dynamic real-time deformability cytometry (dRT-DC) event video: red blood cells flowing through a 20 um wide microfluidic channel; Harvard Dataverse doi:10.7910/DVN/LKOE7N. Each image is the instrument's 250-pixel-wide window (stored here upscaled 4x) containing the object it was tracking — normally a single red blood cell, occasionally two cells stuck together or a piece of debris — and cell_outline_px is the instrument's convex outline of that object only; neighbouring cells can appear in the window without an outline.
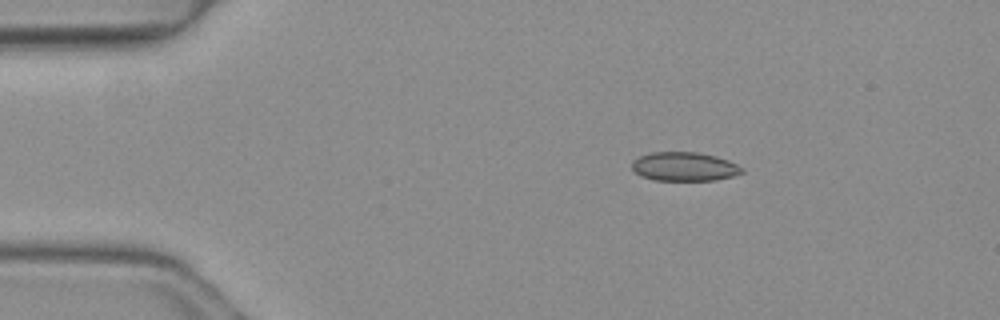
{"species": "common noctule bat (a hibernating species)", "species_latin": "Nyctalus noctula", "temperature_condition": "warm", "stored_images_in_passage": 5, "camera_frame_rate_fps": 3000, "um_per_image_px": 0.085, "animal": {"sex": "female", "body_mass_g": 19.3, "forearm_length_mm": 54.1}, "frame": {"image": 1, "passage_image": 1, "time_ms": 0.0, "image_size_px": [1000, 320], "cell_outline_px": [[744, 172], [732, 176], [716, 180], [656, 180], [640, 176], [632, 168], [632, 160], [640, 156], [652, 152], [696, 152], [716, 156], [728, 160], [744, 168]], "centroid_in_image_um": [58.17, 14.16], "position_along_channel_um": 26.8, "area_um2": 18.5}}
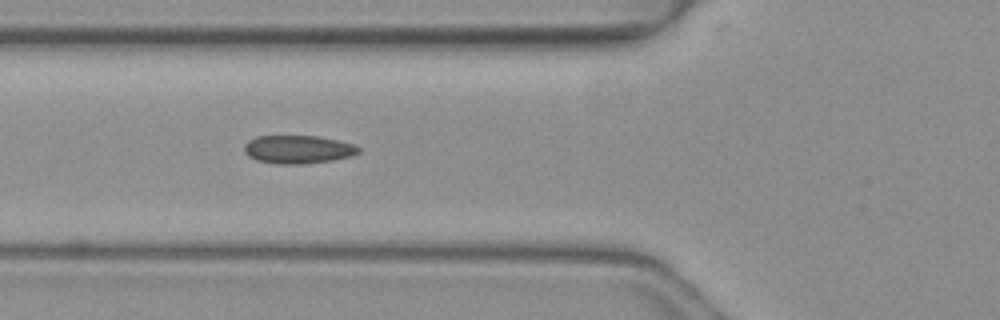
{"frame": {"image": 2, "passage_image": 4, "time_ms": 1.0, "image_size_px": [1000, 320], "cell_outline_px": [[360, 152], [352, 156], [332, 160], [304, 164], [276, 164], [256, 160], [248, 156], [244, 152], [244, 144], [248, 140], [256, 136], [320, 136], [352, 144], [360, 148]], "centroid_in_image_um": [25.3, 12.7], "position_along_channel_um": 100.5, "area_um2": 18.9}}
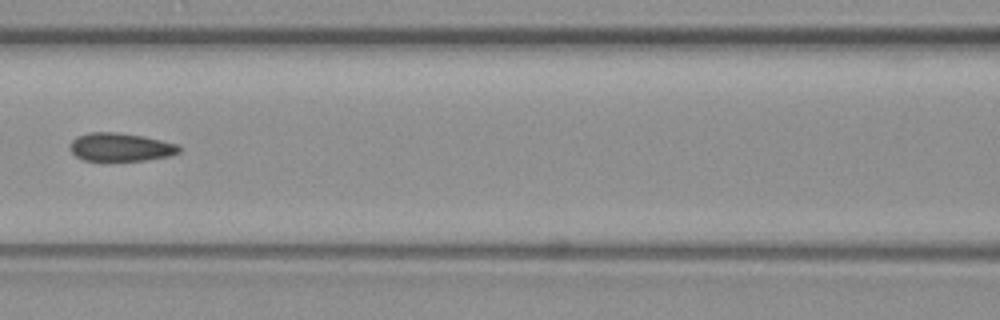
{"frame": {"image": 3, "passage_image": 5, "time_ms": 1.333, "image_size_px": [1000, 320], "cell_outline_px": [[180, 152], [168, 156], [148, 160], [84, 160], [76, 156], [72, 152], [68, 144], [76, 136], [88, 132], [116, 132], [144, 136], [176, 144], [180, 148]], "centroid_in_image_um": [10.21, 12.49], "position_along_channel_um": 156.4, "area_um2": 17.92}}